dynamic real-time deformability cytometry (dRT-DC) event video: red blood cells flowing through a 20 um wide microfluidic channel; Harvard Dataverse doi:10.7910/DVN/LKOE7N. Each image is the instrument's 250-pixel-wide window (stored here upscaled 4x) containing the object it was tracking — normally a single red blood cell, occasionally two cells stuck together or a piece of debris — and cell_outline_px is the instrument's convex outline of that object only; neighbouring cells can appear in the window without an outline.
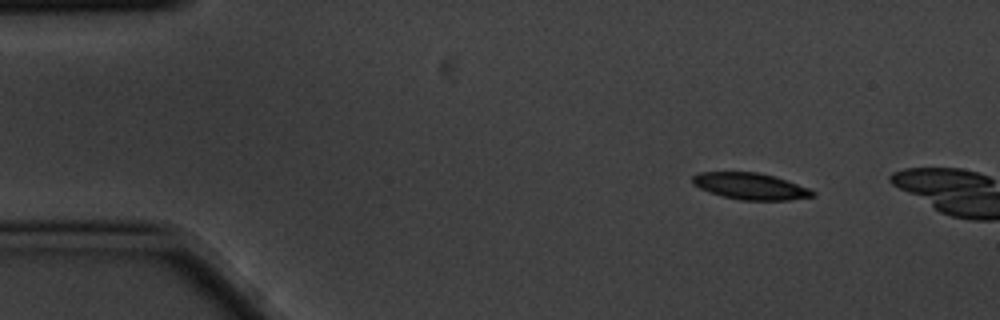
{"species": "common noctule bat (a hibernating species)", "species_latin": "Nyctalus noctula", "temperature_condition": "cold", "stored_images_in_passage": 2, "camera_frame_rate_fps": 3000, "um_per_image_px": 0.085, "animal": {"sex": "male", "body_mass_g": 20.1, "forearm_length_mm": 53.5}, "frame": {"image": 1, "passage_image": 1, "time_ms": 0.0, "image_size_px": [1000, 320], "cell_outline_px": [[816, 196], [788, 200], [740, 200], [708, 192], [692, 184], [692, 176], [700, 172], [756, 172], [788, 180], [808, 188], [816, 192]], "centroid_in_image_um": [63.79, 15.83], "position_along_channel_um": 21.2, "area_um2": 18.55}}